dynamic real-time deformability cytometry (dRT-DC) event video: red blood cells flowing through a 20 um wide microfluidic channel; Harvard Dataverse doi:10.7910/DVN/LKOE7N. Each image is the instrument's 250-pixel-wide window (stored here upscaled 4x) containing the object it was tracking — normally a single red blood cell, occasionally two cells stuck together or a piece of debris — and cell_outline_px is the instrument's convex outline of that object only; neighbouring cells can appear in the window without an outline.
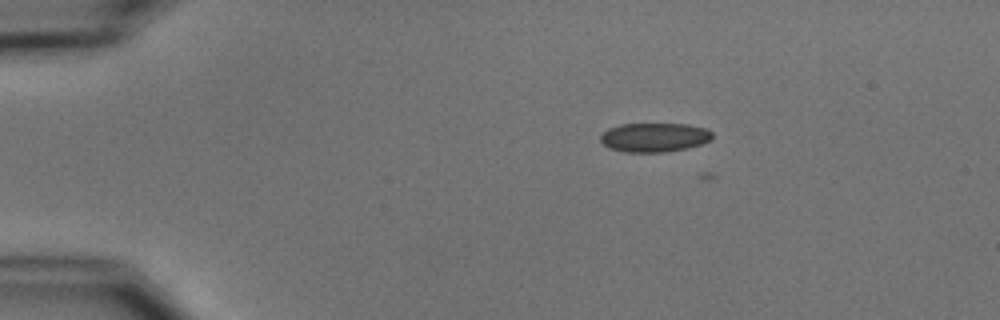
{"species": "common noctule bat (a hibernating species)", "species_latin": "Nyctalus noctula", "temperature_condition": "cold", "stored_images_in_passage": 3, "camera_frame_rate_fps": 3000, "um_per_image_px": 0.085, "animal": {"sex": "male", "body_mass_g": 15.6}, "frame": {"image": 1, "passage_image": 1, "time_ms": 0.0, "image_size_px": [1000, 320], "cell_outline_px": [[712, 140], [688, 148], [664, 152], [624, 152], [608, 148], [600, 140], [600, 136], [608, 128], [620, 124], [688, 124], [708, 128], [712, 132]], "centroid_in_image_um": [55.63, 11.67], "position_along_channel_um": 29.4, "area_um2": 19.13}}